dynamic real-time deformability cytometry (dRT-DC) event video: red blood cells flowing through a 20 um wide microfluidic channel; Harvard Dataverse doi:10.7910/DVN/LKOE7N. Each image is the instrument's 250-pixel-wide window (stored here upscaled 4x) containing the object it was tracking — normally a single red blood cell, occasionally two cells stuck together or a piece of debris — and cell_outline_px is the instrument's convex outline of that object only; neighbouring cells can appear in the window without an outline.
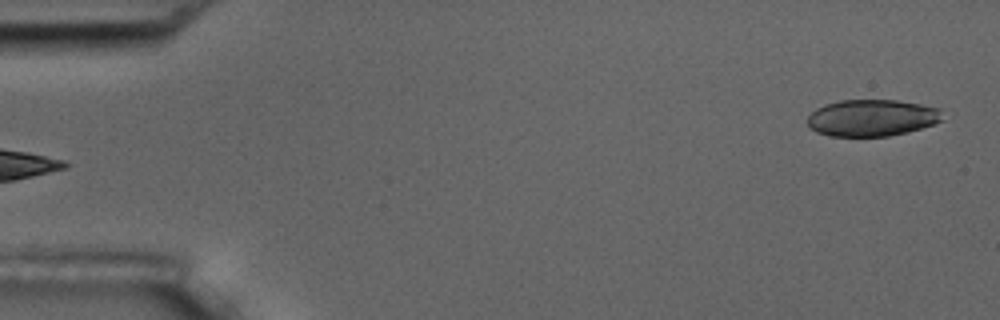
{"species": "common noctule bat (a hibernating species)", "species_latin": "Nyctalus noctula", "temperature_condition": "room temperature", "stored_images_in_passage": 5, "segment_of_instrument_passage": [2, 2], "camera_frame_rate_fps": 3000, "um_per_image_px": 0.085, "animal": {"sex": "male", "body_mass_g": 17.5, "forearm_length_mm": 52.3}, "frame": {"image": 1, "passage_image": 5, "time_ms": 4.667, "image_size_px": [1000, 320], "cell_outline_px": [[944, 120], [920, 128], [888, 136], [828, 136], [816, 132], [808, 124], [808, 116], [816, 108], [824, 104], [840, 100], [896, 100], [920, 104], [940, 108]], "centroid_in_image_um": [74.1, 10.01], "position_along_channel_um": 10.9, "area_um2": 28.84}}